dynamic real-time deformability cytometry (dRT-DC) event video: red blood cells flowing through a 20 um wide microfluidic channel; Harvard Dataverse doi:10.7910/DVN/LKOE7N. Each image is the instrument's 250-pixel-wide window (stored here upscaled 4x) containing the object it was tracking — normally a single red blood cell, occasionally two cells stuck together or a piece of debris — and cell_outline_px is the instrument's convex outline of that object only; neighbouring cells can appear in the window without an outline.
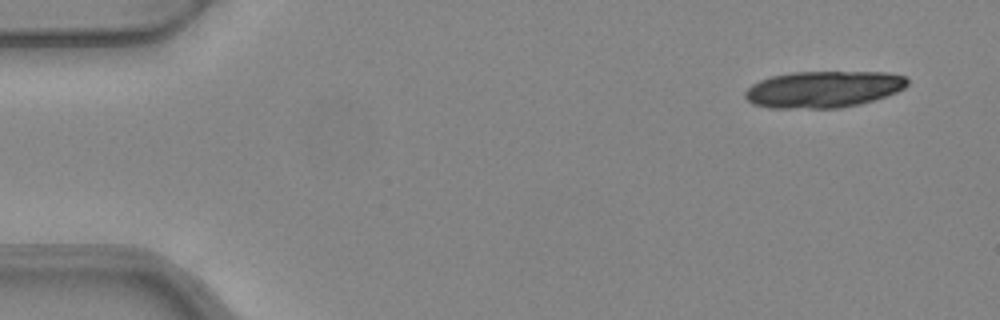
{"species": "common noctule bat (a hibernating species)", "species_latin": "Nyctalus noctula", "temperature_condition": "warm", "stored_images_in_passage": 5, "segment_of_instrument_passage": [1, 2], "camera_frame_rate_fps": 3000, "um_per_image_px": 0.085, "animal": {"sex": "female", "body_mass_g": 24.6, "forearm_length_mm": 56.2}, "frame": {"image": 1, "passage_image": 1, "time_ms": 0.0, "image_size_px": [1000, 320], "cell_outline_px": [[908, 84], [904, 88], [896, 92], [860, 104], [840, 108], [768, 108], [752, 104], [744, 96], [744, 92], [752, 84], [760, 80], [772, 76], [792, 72], [888, 72], [908, 76]], "centroid_in_image_um": [69.99, 7.58], "position_along_channel_um": 15.0, "area_um2": 34.8}}